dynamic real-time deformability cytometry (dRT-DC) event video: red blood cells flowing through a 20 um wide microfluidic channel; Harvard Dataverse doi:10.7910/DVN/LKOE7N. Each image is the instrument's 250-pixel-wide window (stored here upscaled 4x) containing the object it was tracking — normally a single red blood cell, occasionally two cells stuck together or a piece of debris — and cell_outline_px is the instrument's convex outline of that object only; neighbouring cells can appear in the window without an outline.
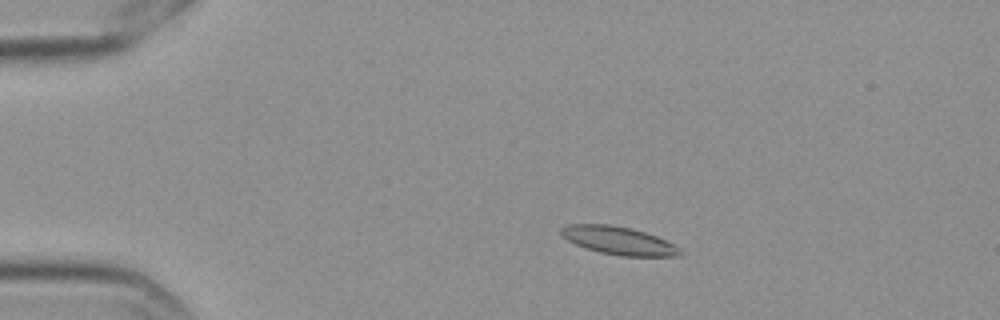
{"species": "Egyptian fruit bat (a non-hibernating species)", "species_latin": "Rousettus aegyptiacus", "temperature_condition": "cold", "stored_images_in_passage": 57, "camera_frame_rate_fps": 3000, "um_per_image_px": 0.085, "frame": {"image": 1, "passage_image": 10, "time_ms": 3.0, "image_size_px": [1000, 320], "cell_outline_px": [[680, 256], [620, 256], [600, 252], [576, 244], [560, 236], [560, 228], [568, 224], [612, 224], [632, 228], [656, 236], [680, 248]], "centroid_in_image_um": [52.54, 20.44], "position_along_channel_um": 32.5, "area_um2": 19.31}}
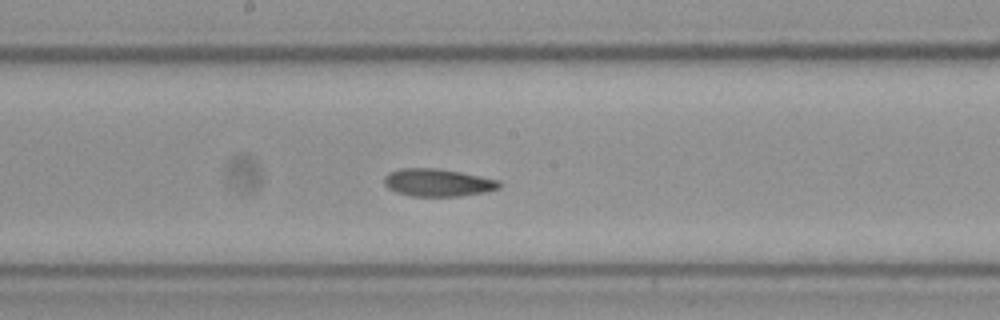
{"frame": {"image": 2, "passage_image": 30, "time_ms": 9.667, "image_size_px": [1000, 320], "cell_outline_px": [[504, 184], [500, 188], [484, 192], [460, 196], [412, 196], [396, 192], [388, 188], [384, 184], [384, 176], [388, 172], [400, 168], [436, 168], [460, 172], [500, 180]], "centroid_in_image_um": [37.22, 15.51], "position_along_channel_um": 211.0, "area_um2": 18.67}}
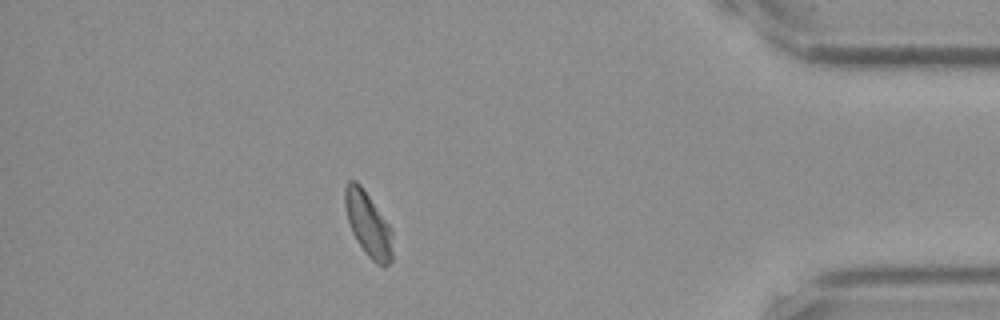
{"frame": {"image": 3, "passage_image": 50, "time_ms": 16.333, "image_size_px": [1000, 320], "cell_outline_px": [[392, 260], [384, 268], [372, 260], [364, 252], [356, 240], [352, 232], [344, 208], [344, 188], [348, 180], [356, 180], [360, 184], [392, 228]], "centroid_in_image_um": [31.28, 19.06], "position_along_channel_um": 403.9, "area_um2": 18.09}, "authors_computed_cell_mechanics": {"area_um2": 18.7272, "velocity_mm_per_s": 3.5006, "shape_relaxation_time_tau1_ms": 7.3159, "shape_relaxation_time_tau2_ms": 4.1644, "deformation_change_tau1": 0.1534, "deformation_change_tau2": 0.0721}}